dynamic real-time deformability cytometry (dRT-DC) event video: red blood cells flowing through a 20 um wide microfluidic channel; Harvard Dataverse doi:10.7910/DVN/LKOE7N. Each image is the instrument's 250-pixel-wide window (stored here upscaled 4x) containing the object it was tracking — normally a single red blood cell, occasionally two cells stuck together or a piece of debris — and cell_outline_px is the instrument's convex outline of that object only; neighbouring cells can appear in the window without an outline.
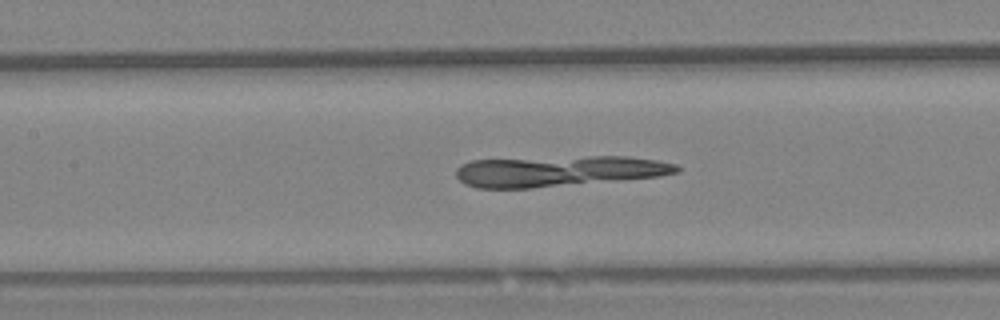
{"species": "Egyptian fruit bat (a non-hibernating species)", "species_latin": "Rousettus aegyptiacus", "temperature_condition": "warm", "stored_images_in_passage": 40, "camera_frame_rate_fps": 3000, "um_per_image_px": 0.085, "animal": {"sex": "female"}, "frame": {"image": 1, "passage_image": 13, "time_ms": 4.0, "image_size_px": [1000, 320], "cell_outline_px": [[680, 172], [660, 176], [620, 180], [532, 188], [476, 188], [464, 184], [456, 176], [456, 168], [460, 164], [472, 160], [588, 156], [628, 156], [656, 160], [676, 164], [680, 168]], "centroid_in_image_um": [47.47, 14.54], "position_along_channel_um": 159.9, "area_um2": 39.65}}
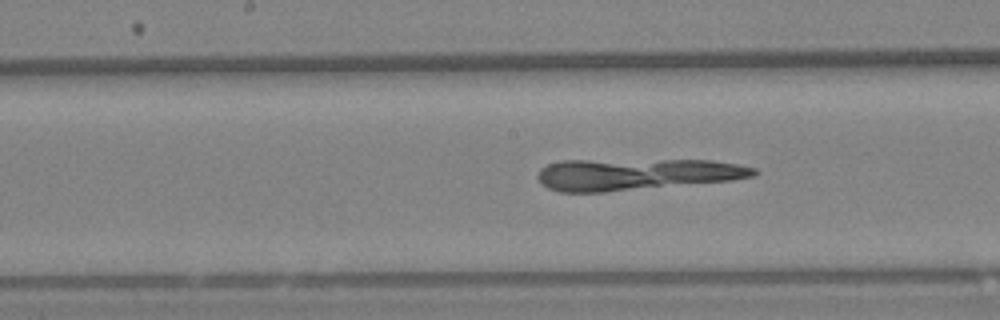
{"frame": {"image": 2, "passage_image": 16, "time_ms": 5.0, "image_size_px": [1000, 320], "cell_outline_px": [[760, 172], [756, 176], [732, 180], [604, 192], [560, 192], [548, 188], [536, 176], [540, 168], [548, 164], [560, 160], [712, 160], [736, 164], [756, 168]], "centroid_in_image_um": [54.09, 14.8], "position_along_channel_um": 194.1, "area_um2": 39.88}}
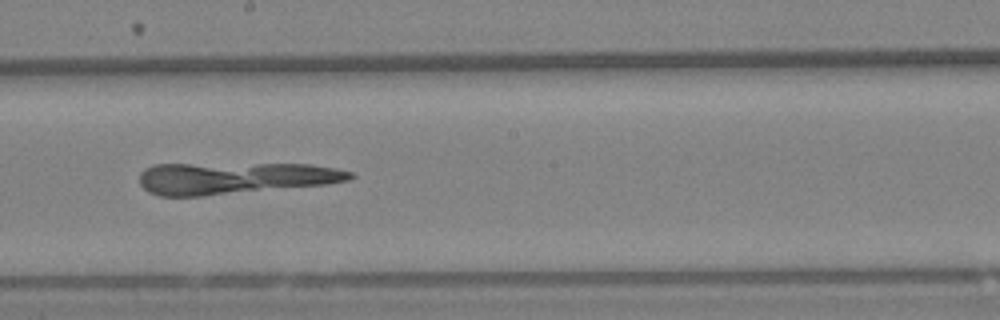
{"frame": {"image": 3, "passage_image": 19, "time_ms": 6.0, "image_size_px": [1000, 320], "cell_outline_px": [[356, 176], [348, 180], [328, 184], [204, 196], [160, 196], [148, 192], [140, 184], [140, 172], [144, 168], [152, 164], [312, 164], [352, 172]], "centroid_in_image_um": [19.91, 15.14], "position_along_channel_um": 228.3, "area_um2": 39.13}}